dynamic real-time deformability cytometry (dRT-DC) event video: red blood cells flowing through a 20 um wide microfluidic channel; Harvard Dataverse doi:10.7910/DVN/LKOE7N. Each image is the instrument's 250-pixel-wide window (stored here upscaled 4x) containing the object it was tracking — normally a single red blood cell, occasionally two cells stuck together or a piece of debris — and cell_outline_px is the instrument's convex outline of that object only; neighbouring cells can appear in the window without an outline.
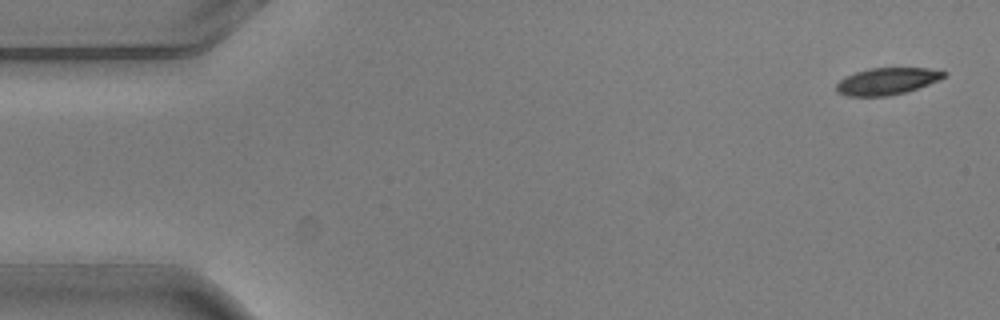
{"species": "common noctule bat (a hibernating species)", "species_latin": "Nyctalus noctula", "temperature_condition": "warm", "stored_images_in_passage": 4, "camera_frame_rate_fps": 3000, "um_per_image_px": 0.085, "animal": {"sex": "male", "body_mass_g": 20.5, "forearm_length_mm": 52.5}, "frame": {"image": 1, "passage_image": 1, "time_ms": 0.0, "image_size_px": [1000, 320], "cell_outline_px": [[948, 76], [940, 80], [904, 92], [888, 96], [848, 96], [836, 92], [836, 84], [844, 76], [856, 72], [872, 68], [928, 68], [948, 72]], "centroid_in_image_um": [75.4, 6.9], "position_along_channel_um": 9.6, "area_um2": 16.88}}